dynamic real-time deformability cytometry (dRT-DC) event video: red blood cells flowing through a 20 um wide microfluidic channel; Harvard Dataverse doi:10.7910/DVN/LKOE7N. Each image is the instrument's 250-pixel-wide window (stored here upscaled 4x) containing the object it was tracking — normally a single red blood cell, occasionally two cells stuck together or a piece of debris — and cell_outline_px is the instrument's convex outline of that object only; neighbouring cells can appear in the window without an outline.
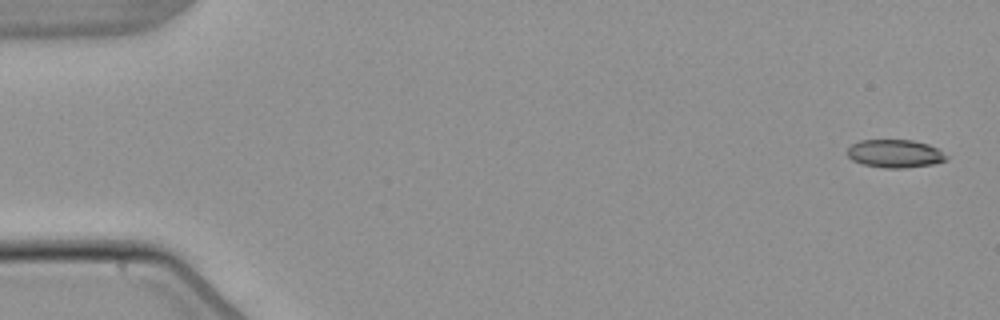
{"species": "common noctule bat (a hibernating species)", "species_latin": "Nyctalus noctula", "temperature_condition": "warm", "stored_images_in_passage": 5, "camera_frame_rate_fps": 3000, "um_per_image_px": 0.085, "animal": {"sex": "male", "body_mass_g": 21.5, "forearm_length_mm": 52.0}, "frame": {"image": 1, "passage_image": 1, "time_ms": 0.0, "image_size_px": [1000, 320], "cell_outline_px": [[948, 160], [932, 164], [904, 168], [884, 168], [864, 164], [852, 160], [848, 156], [848, 148], [852, 144], [860, 140], [912, 140], [928, 144], [936, 148], [948, 156]], "centroid_in_image_um": [76.08, 13.06], "position_along_channel_um": 8.9, "area_um2": 16.13}}
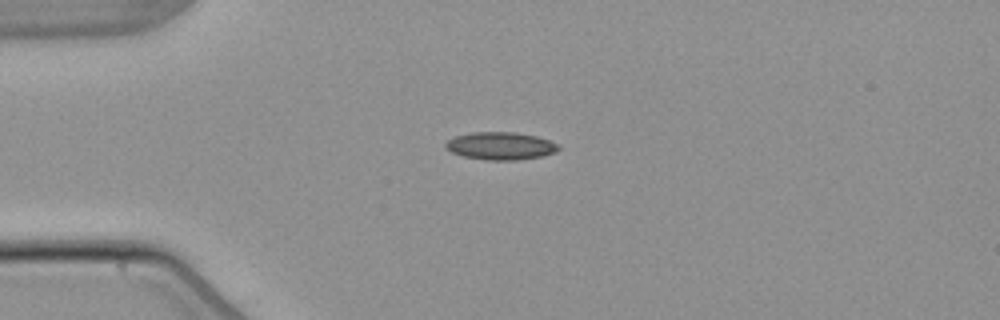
{"frame": {"image": 2, "passage_image": 4, "time_ms": 4.0, "image_size_px": [1000, 320], "cell_outline_px": [[560, 148], [556, 152], [544, 156], [516, 160], [488, 160], [464, 156], [452, 152], [444, 148], [444, 144], [448, 140], [456, 136], [472, 132], [516, 132], [536, 136], [548, 140], [556, 144]], "centroid_in_image_um": [42.54, 12.4], "position_along_channel_um": 42.5, "area_um2": 18.15}}